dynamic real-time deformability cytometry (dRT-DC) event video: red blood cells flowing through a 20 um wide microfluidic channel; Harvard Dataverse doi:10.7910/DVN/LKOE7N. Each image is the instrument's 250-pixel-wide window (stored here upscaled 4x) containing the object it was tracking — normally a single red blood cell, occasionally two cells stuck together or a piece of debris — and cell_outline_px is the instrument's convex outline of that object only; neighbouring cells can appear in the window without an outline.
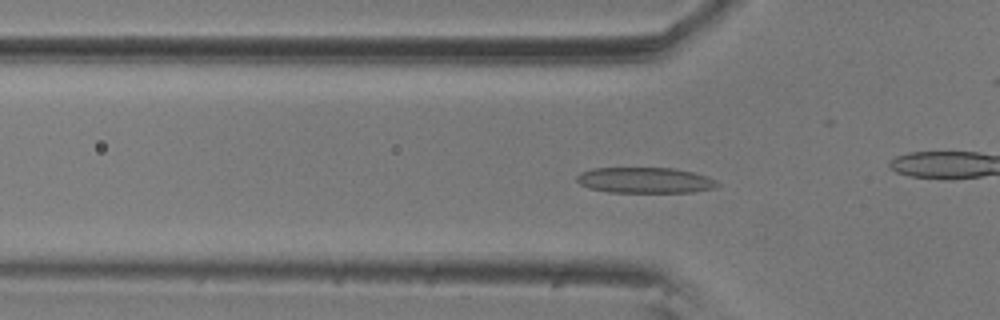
{"species": "common noctule bat (a hibernating species)", "species_latin": "Nyctalus noctula", "temperature_condition": "room temperature", "stored_images_in_passage": 57, "camera_frame_rate_fps": 3000, "um_per_image_px": 0.085, "animal": {"sex": "male", "body_mass_g": 20.5, "forearm_length_mm": 52.5}, "frame": {"image": 1, "passage_image": 17, "time_ms": 5.333, "image_size_px": [1000, 320], "cell_outline_px": [[720, 184], [716, 188], [692, 192], [608, 192], [588, 188], [580, 184], [576, 180], [576, 176], [580, 172], [592, 168], [676, 168], [708, 176], [716, 180]], "centroid_in_image_um": [54.83, 15.32], "position_along_channel_um": 71.0, "area_um2": 21.27}}
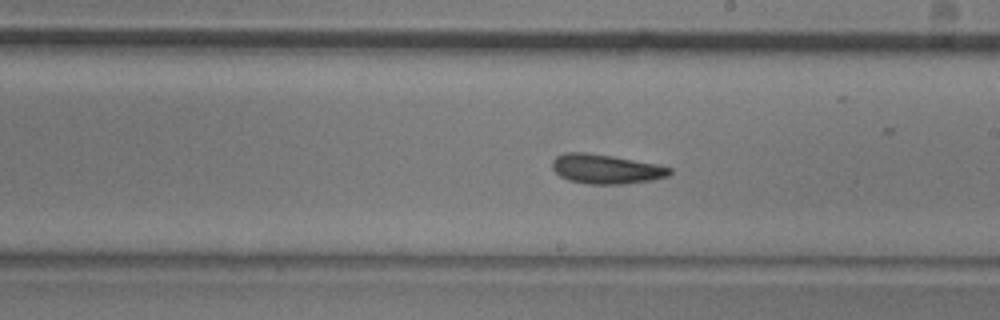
{"frame": {"image": 2, "passage_image": 31, "time_ms": 10.0, "image_size_px": [1000, 320], "cell_outline_px": [[672, 172], [668, 176], [652, 180], [624, 184], [588, 184], [568, 180], [560, 176], [552, 168], [552, 160], [556, 156], [564, 152], [584, 152], [612, 156], [656, 164], [672, 168]], "centroid_in_image_um": [51.49, 14.37], "position_along_channel_um": 237.5, "area_um2": 20.17}}
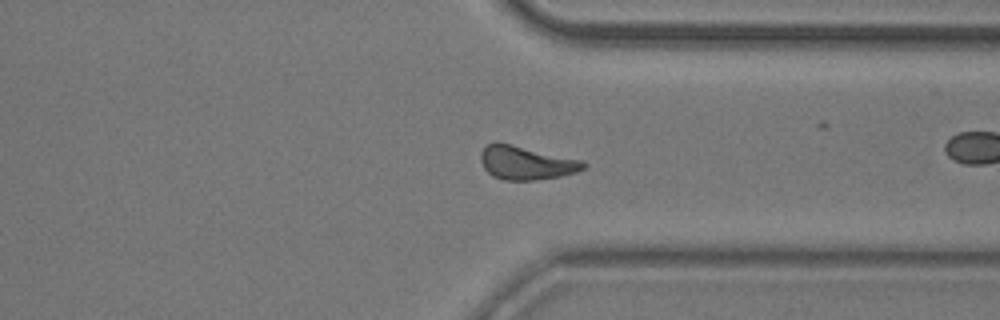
{"frame": {"image": 3, "passage_image": 42, "time_ms": 13.667, "image_size_px": [1000, 320], "cell_outline_px": [[588, 164], [584, 168], [576, 172], [560, 176], [532, 180], [504, 180], [492, 176], [484, 168], [480, 160], [480, 152], [488, 144], [496, 140], [584, 160]], "centroid_in_image_um": [44.71, 13.81], "position_along_channel_um": 366.7, "area_um2": 20.46}, "authors_computed_cell_mechanics": {"area_um2": 20.0566, "velocity_mm_per_s": 3.5447, "shape_relaxation_time_tau1_ms": 6.0863, "shape_relaxation_time_tau2_ms": 4.7113, "deformation_change_tau1": 0.1405, "deformation_change_tau2": 0.1308}}